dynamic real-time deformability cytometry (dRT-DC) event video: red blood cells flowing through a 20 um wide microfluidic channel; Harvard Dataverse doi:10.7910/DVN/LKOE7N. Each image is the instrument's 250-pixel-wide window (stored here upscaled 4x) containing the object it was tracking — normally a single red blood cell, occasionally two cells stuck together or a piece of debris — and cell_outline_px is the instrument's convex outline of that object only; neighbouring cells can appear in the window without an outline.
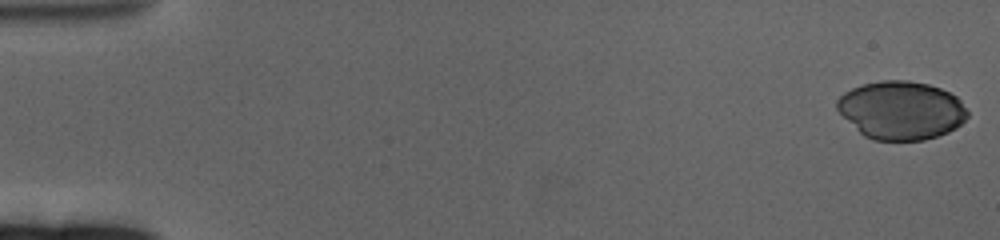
{"species": "human", "species_latin": "Homo sapiens", "temperature_condition": "cold", "stored_images_in_passage": 62, "camera_frame_rate_fps": 3000, "um_per_image_px": 0.085, "donor": {"sex": "female"}, "frame": {"image": 1, "passage_image": 1, "time_ms": 0.0, "image_size_px": [1000, 240], "cell_outline_px": [[968, 116], [956, 128], [948, 132], [924, 140], [872, 140], [864, 136], [836, 108], [836, 100], [844, 92], [852, 88], [864, 84], [880, 80], [908, 80], [928, 84], [940, 88], [956, 96], [960, 100], [968, 112]], "centroid_in_image_um": [76.6, 9.36], "position_along_channel_um": 8.4, "area_um2": 44.16}}
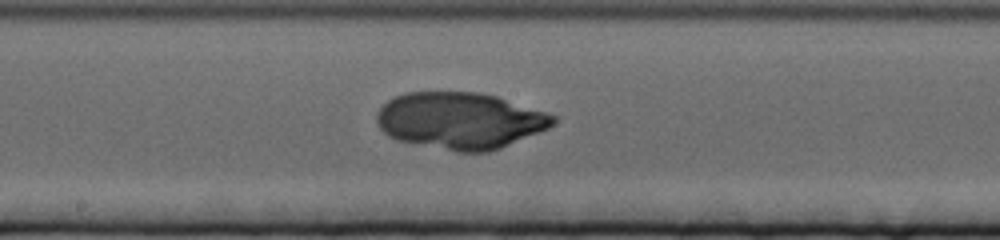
{"frame": {"image": 2, "passage_image": 34, "time_ms": 11.0, "image_size_px": [1000, 240], "cell_outline_px": [[556, 120], [548, 128], [500, 148], [488, 152], [456, 152], [396, 140], [388, 136], [380, 128], [376, 120], [376, 116], [380, 108], [388, 100], [404, 92], [480, 92], [496, 96], [556, 116]], "centroid_in_image_um": [39.07, 10.25], "position_along_channel_um": 209.1, "area_um2": 57.97}}
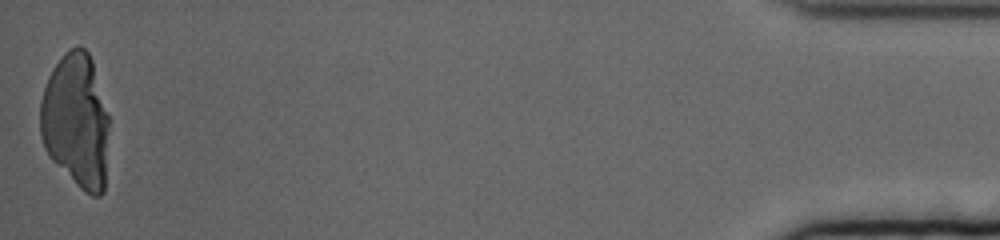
{"frame": {"image": 3, "passage_image": 62, "time_ms": 20.333, "image_size_px": [1000, 240], "cell_outline_px": [[108, 128], [104, 192], [100, 196], [92, 196], [84, 192], [48, 156], [44, 148], [40, 136], [40, 100], [48, 76], [52, 68], [64, 52], [68, 48], [76, 44], [80, 44], [88, 52], [92, 60], [108, 116]], "centroid_in_image_um": [6.44, 10.25], "position_along_channel_um": 428.8, "area_um2": 54.22}}